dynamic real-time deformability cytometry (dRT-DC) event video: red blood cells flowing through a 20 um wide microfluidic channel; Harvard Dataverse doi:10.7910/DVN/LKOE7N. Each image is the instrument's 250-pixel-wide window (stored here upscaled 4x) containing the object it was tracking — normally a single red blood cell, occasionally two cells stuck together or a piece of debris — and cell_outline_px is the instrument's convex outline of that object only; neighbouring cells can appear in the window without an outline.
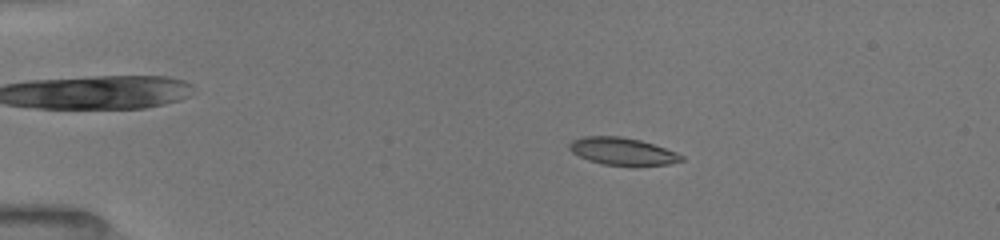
{"species": "common noctule bat (a hibernating species)", "species_latin": "Nyctalus noctula", "temperature_condition": "room temperature", "stored_images_in_passage": 13, "camera_frame_rate_fps": 3000, "um_per_image_px": 0.085, "animal": {"sex": "female", "body_mass_g": 19.5, "forearm_length_mm": 54.1}, "frame": {"image": 1, "passage_image": 8, "time_ms": 2.333, "image_size_px": [1000, 240], "cell_outline_px": [[684, 160], [668, 164], [636, 168], [632, 168], [604, 164], [588, 160], [572, 152], [568, 148], [568, 144], [572, 140], [584, 136], [620, 136], [640, 140], [676, 152], [684, 156]], "centroid_in_image_um": [52.92, 12.9], "position_along_channel_um": 32.1, "area_um2": 18.38}}